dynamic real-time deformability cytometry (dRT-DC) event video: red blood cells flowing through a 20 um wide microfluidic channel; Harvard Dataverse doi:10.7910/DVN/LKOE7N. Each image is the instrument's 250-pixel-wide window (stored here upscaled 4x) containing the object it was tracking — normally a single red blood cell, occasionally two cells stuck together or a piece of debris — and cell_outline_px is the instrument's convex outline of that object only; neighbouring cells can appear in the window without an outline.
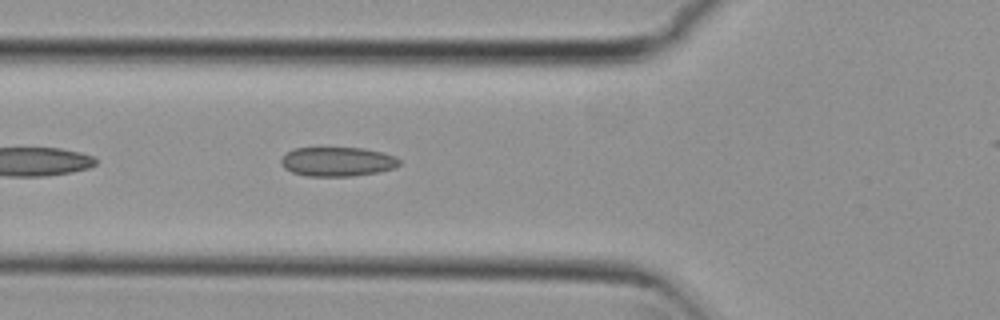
{"species": "common noctule bat (a hibernating species)", "species_latin": "Nyctalus noctula", "temperature_condition": "cold", "stored_images_in_passage": 25, "camera_frame_rate_fps": 3000, "um_per_image_px": 0.085, "animal": {"sex": "female", "body_mass_g": 29.2, "forearm_length_mm": 56.3}, "frame": {"image": 1, "passage_image": 5, "time_ms": 1.333, "image_size_px": [1000, 320], "cell_outline_px": [[400, 164], [396, 168], [376, 172], [352, 176], [308, 176], [292, 172], [284, 168], [280, 164], [280, 160], [292, 148], [364, 148], [384, 152], [396, 156], [400, 160]], "centroid_in_image_um": [28.7, 13.73], "position_along_channel_um": 97.1, "area_um2": 20.29}}
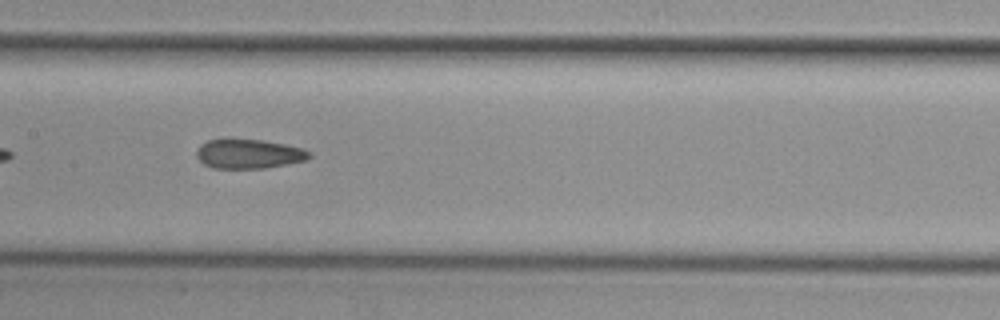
{"frame": {"image": 2, "passage_image": 12, "time_ms": 3.667, "image_size_px": [1000, 320], "cell_outline_px": [[312, 156], [308, 160], [264, 168], [212, 168], [204, 164], [196, 156], [196, 148], [200, 144], [208, 140], [224, 136], [264, 140], [304, 148], [312, 152]], "centroid_in_image_um": [21.12, 13.03], "position_along_channel_um": 186.3, "area_um2": 20.11}}
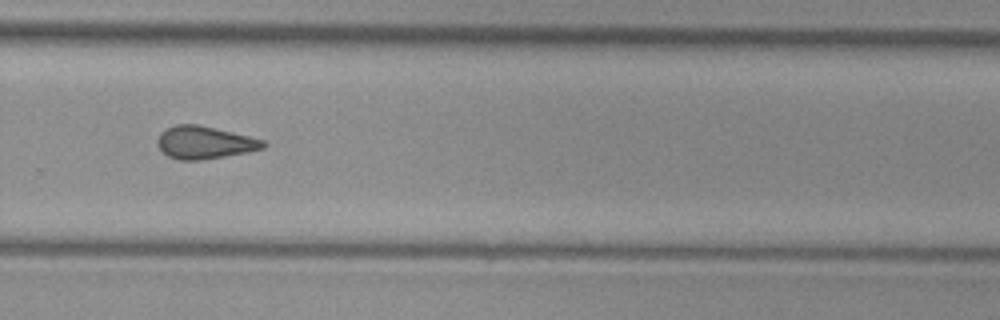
{"frame": {"image": 3, "passage_image": 22, "time_ms": 7.0, "image_size_px": [1000, 320], "cell_outline_px": [[268, 144], [264, 148], [224, 156], [200, 160], [180, 160], [168, 156], [156, 144], [156, 140], [160, 132], [176, 124], [196, 124], [232, 132], [264, 140]], "centroid_in_image_um": [17.36, 12.11], "position_along_channel_um": 312.4, "area_um2": 19.88}}